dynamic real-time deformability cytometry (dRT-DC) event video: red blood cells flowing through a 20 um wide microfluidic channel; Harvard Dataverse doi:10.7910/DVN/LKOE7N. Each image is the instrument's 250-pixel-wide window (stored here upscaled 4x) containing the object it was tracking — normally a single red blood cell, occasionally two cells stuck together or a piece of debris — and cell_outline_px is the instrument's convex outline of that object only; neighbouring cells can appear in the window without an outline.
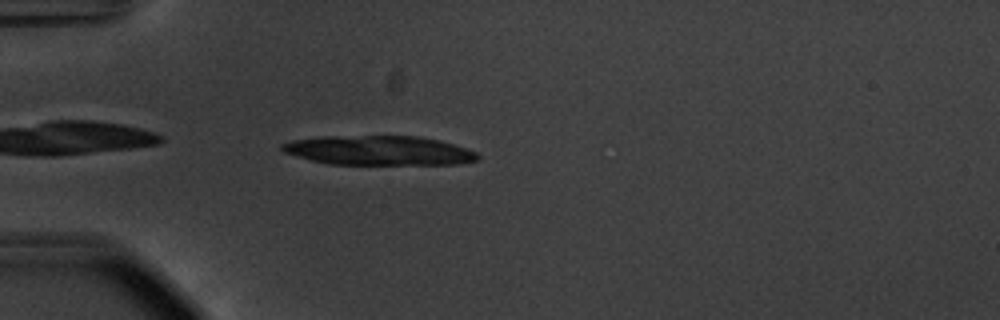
{"species": "common noctule bat (a hibernating species)", "species_latin": "Nyctalus noctula", "temperature_condition": "warm", "stored_images_in_passage": 34, "camera_frame_rate_fps": 3000, "um_per_image_px": 0.085, "animal": {"sex": "male", "body_mass_g": 20.1, "forearm_length_mm": 53.5}, "frame": {"image": 1, "passage_image": 1, "time_ms": 0.0, "image_size_px": [1000, 320], "cell_outline_px": [[480, 160], [456, 164], [328, 164], [296, 156], [284, 152], [280, 148], [280, 144], [292, 140], [324, 136], [420, 136], [440, 140], [476, 152], [480, 156]], "centroid_in_image_um": [32.2, 12.79], "position_along_channel_um": 52.8, "area_um2": 33.52}}